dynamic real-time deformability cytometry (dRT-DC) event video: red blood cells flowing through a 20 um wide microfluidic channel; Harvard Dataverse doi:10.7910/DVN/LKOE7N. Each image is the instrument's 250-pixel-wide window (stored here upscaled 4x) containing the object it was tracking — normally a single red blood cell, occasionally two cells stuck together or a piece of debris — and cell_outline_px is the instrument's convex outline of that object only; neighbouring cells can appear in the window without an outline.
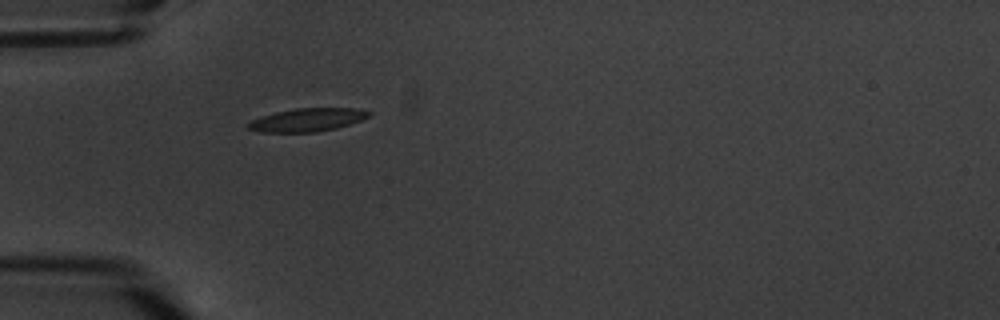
{"species": "common noctule bat (a hibernating species)", "species_latin": "Nyctalus noctula", "temperature_condition": "warm", "stored_images_in_passage": 1, "camera_frame_rate_fps": 3000, "um_per_image_px": 0.085, "animal": {"sex": "male", "body_mass_g": 20.1, "forearm_length_mm": 53.5}, "frame": {"image": 1, "passage_image": 1, "time_ms": 0.0, "image_size_px": [1000, 320], "cell_outline_px": [[372, 116], [336, 128], [316, 132], [260, 132], [248, 128], [248, 124], [252, 120], [276, 112], [296, 108], [356, 108], [372, 112]], "centroid_in_image_um": [26.17, 10.18], "position_along_channel_um": 58.8, "area_um2": 16.13}}